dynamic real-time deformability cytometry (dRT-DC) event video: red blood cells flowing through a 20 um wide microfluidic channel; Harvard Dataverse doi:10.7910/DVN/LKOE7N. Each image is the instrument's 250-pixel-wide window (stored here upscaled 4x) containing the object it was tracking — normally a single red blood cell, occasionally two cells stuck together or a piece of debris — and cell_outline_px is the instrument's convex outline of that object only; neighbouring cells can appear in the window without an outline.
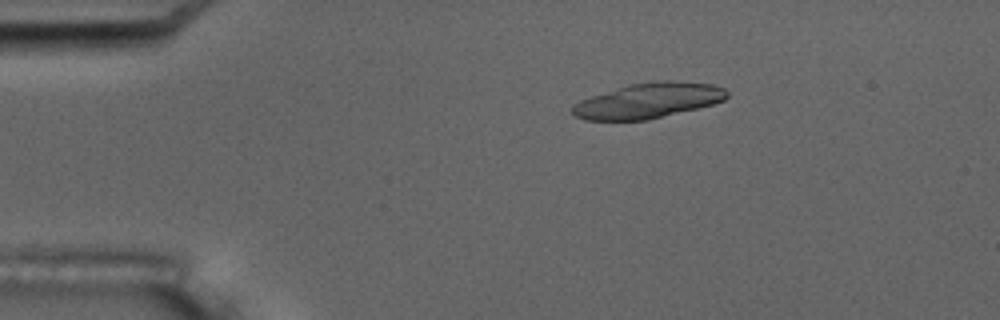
{"species": "common noctule bat (a hibernating species)", "species_latin": "Nyctalus noctula", "temperature_condition": "room temperature", "stored_images_in_passage": 9, "camera_frame_rate_fps": 3000, "um_per_image_px": 0.085, "animal": {"sex": "male", "body_mass_g": 17.5, "forearm_length_mm": 52.3}, "frame": {"image": 1, "passage_image": 3, "time_ms": 2.0, "image_size_px": [1000, 320], "cell_outline_px": [[728, 96], [724, 100], [712, 104], [648, 120], [584, 120], [572, 116], [572, 108], [580, 100], [592, 96], [632, 84], [660, 80], [672, 80], [712, 84], [724, 88], [728, 92]], "centroid_in_image_um": [55.11, 8.56], "position_along_channel_um": 29.9, "area_um2": 31.39}}